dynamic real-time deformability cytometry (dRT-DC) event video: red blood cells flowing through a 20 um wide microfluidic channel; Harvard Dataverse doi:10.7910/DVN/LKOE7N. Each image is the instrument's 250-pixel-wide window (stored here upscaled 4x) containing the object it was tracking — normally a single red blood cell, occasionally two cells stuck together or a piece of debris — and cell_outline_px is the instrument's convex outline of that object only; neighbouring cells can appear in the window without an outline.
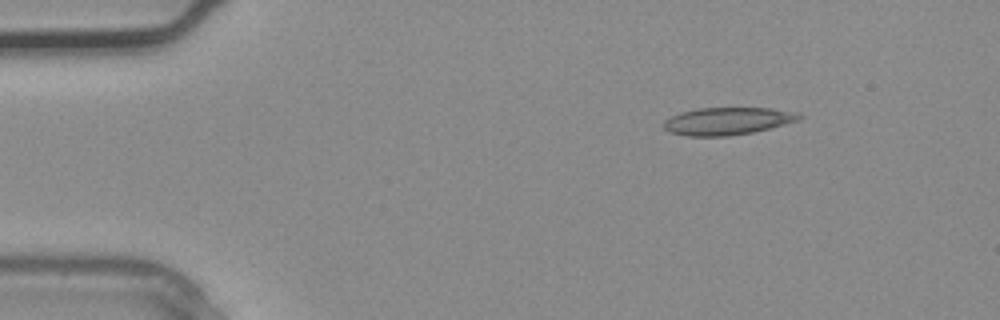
{"species": "common noctule bat (a hibernating species)", "species_latin": "Nyctalus noctula", "temperature_condition": "warm", "stored_images_in_passage": 4, "camera_frame_rate_fps": 3000, "um_per_image_px": 0.085, "animal": {"sex": "male", "body_mass_g": 20.4}, "frame": {"image": 1, "passage_image": 1, "time_ms": 0.0, "image_size_px": [1000, 320], "cell_outline_px": [[804, 116], [800, 120], [752, 132], [728, 136], [688, 136], [668, 132], [664, 128], [664, 120], [672, 116], [684, 112], [700, 108], [772, 108], [796, 112]], "centroid_in_image_um": [61.85, 10.29], "position_along_channel_um": 23.1, "area_um2": 21.5}}
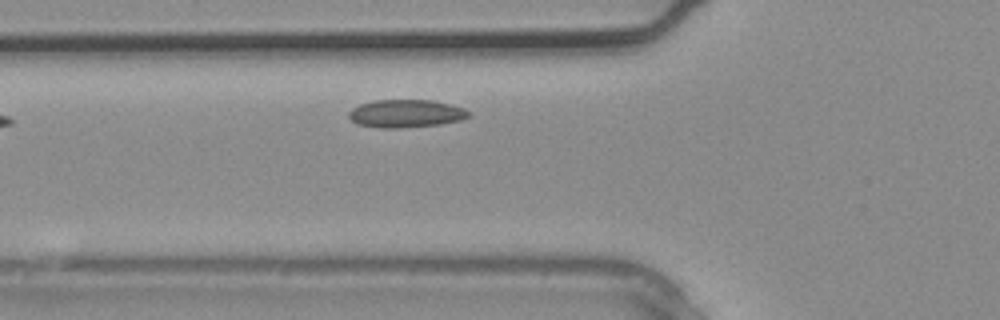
{"frame": {"image": 2, "passage_image": 4, "time_ms": 1.0, "image_size_px": [1000, 320], "cell_outline_px": [[472, 116], [460, 120], [440, 124], [400, 128], [380, 128], [356, 124], [348, 116], [348, 112], [352, 108], [360, 104], [372, 100], [432, 100], [452, 104], [464, 108], [472, 112]], "centroid_in_image_um": [34.52, 9.65], "position_along_channel_um": 91.3, "area_um2": 19.77}}